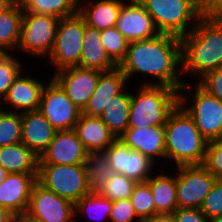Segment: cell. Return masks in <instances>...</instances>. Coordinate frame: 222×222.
<instances>
[{
	"instance_id": "cell-31",
	"label": "cell",
	"mask_w": 222,
	"mask_h": 222,
	"mask_svg": "<svg viewBox=\"0 0 222 222\" xmlns=\"http://www.w3.org/2000/svg\"><path fill=\"white\" fill-rule=\"evenodd\" d=\"M111 209L112 201L103 197L97 191H90L75 203V214L83 212L85 215L86 212L90 217L95 214L92 217L94 219L98 217L99 220L104 218L108 219L110 217Z\"/></svg>"
},
{
	"instance_id": "cell-45",
	"label": "cell",
	"mask_w": 222,
	"mask_h": 222,
	"mask_svg": "<svg viewBox=\"0 0 222 222\" xmlns=\"http://www.w3.org/2000/svg\"><path fill=\"white\" fill-rule=\"evenodd\" d=\"M16 0H0V13L5 12Z\"/></svg>"
},
{
	"instance_id": "cell-15",
	"label": "cell",
	"mask_w": 222,
	"mask_h": 222,
	"mask_svg": "<svg viewBox=\"0 0 222 222\" xmlns=\"http://www.w3.org/2000/svg\"><path fill=\"white\" fill-rule=\"evenodd\" d=\"M87 153L74 130L56 131L53 140L39 157L38 165L84 164Z\"/></svg>"
},
{
	"instance_id": "cell-32",
	"label": "cell",
	"mask_w": 222,
	"mask_h": 222,
	"mask_svg": "<svg viewBox=\"0 0 222 222\" xmlns=\"http://www.w3.org/2000/svg\"><path fill=\"white\" fill-rule=\"evenodd\" d=\"M21 113L0 109V147L21 142Z\"/></svg>"
},
{
	"instance_id": "cell-37",
	"label": "cell",
	"mask_w": 222,
	"mask_h": 222,
	"mask_svg": "<svg viewBox=\"0 0 222 222\" xmlns=\"http://www.w3.org/2000/svg\"><path fill=\"white\" fill-rule=\"evenodd\" d=\"M202 165L213 174L217 180H222V138L207 143Z\"/></svg>"
},
{
	"instance_id": "cell-38",
	"label": "cell",
	"mask_w": 222,
	"mask_h": 222,
	"mask_svg": "<svg viewBox=\"0 0 222 222\" xmlns=\"http://www.w3.org/2000/svg\"><path fill=\"white\" fill-rule=\"evenodd\" d=\"M200 210L208 219L222 216V180H216L210 193L205 197Z\"/></svg>"
},
{
	"instance_id": "cell-14",
	"label": "cell",
	"mask_w": 222,
	"mask_h": 222,
	"mask_svg": "<svg viewBox=\"0 0 222 222\" xmlns=\"http://www.w3.org/2000/svg\"><path fill=\"white\" fill-rule=\"evenodd\" d=\"M102 71L81 67L61 69L53 75V79L65 91L68 98L82 112L94 93Z\"/></svg>"
},
{
	"instance_id": "cell-6",
	"label": "cell",
	"mask_w": 222,
	"mask_h": 222,
	"mask_svg": "<svg viewBox=\"0 0 222 222\" xmlns=\"http://www.w3.org/2000/svg\"><path fill=\"white\" fill-rule=\"evenodd\" d=\"M195 92L190 90L187 83H184L180 92L189 90L188 96L192 97L193 103L187 106L186 97L179 94V104L194 119L195 125L207 142L222 138V102L208 93L198 83Z\"/></svg>"
},
{
	"instance_id": "cell-11",
	"label": "cell",
	"mask_w": 222,
	"mask_h": 222,
	"mask_svg": "<svg viewBox=\"0 0 222 222\" xmlns=\"http://www.w3.org/2000/svg\"><path fill=\"white\" fill-rule=\"evenodd\" d=\"M38 110L56 131L73 130L82 113L53 78L44 87Z\"/></svg>"
},
{
	"instance_id": "cell-3",
	"label": "cell",
	"mask_w": 222,
	"mask_h": 222,
	"mask_svg": "<svg viewBox=\"0 0 222 222\" xmlns=\"http://www.w3.org/2000/svg\"><path fill=\"white\" fill-rule=\"evenodd\" d=\"M164 130L166 158L175 160V166L202 165L208 142L180 104L169 114Z\"/></svg>"
},
{
	"instance_id": "cell-16",
	"label": "cell",
	"mask_w": 222,
	"mask_h": 222,
	"mask_svg": "<svg viewBox=\"0 0 222 222\" xmlns=\"http://www.w3.org/2000/svg\"><path fill=\"white\" fill-rule=\"evenodd\" d=\"M129 2L131 3H123L115 27L129 43L157 36L160 32L141 3L138 0Z\"/></svg>"
},
{
	"instance_id": "cell-10",
	"label": "cell",
	"mask_w": 222,
	"mask_h": 222,
	"mask_svg": "<svg viewBox=\"0 0 222 222\" xmlns=\"http://www.w3.org/2000/svg\"><path fill=\"white\" fill-rule=\"evenodd\" d=\"M176 176L178 208H200L216 177L203 165H180Z\"/></svg>"
},
{
	"instance_id": "cell-12",
	"label": "cell",
	"mask_w": 222,
	"mask_h": 222,
	"mask_svg": "<svg viewBox=\"0 0 222 222\" xmlns=\"http://www.w3.org/2000/svg\"><path fill=\"white\" fill-rule=\"evenodd\" d=\"M25 215L38 222H73L75 204L37 182L33 186Z\"/></svg>"
},
{
	"instance_id": "cell-23",
	"label": "cell",
	"mask_w": 222,
	"mask_h": 222,
	"mask_svg": "<svg viewBox=\"0 0 222 222\" xmlns=\"http://www.w3.org/2000/svg\"><path fill=\"white\" fill-rule=\"evenodd\" d=\"M80 67L102 72L113 70L117 65L106 54L101 43V31L86 25L82 40Z\"/></svg>"
},
{
	"instance_id": "cell-39",
	"label": "cell",
	"mask_w": 222,
	"mask_h": 222,
	"mask_svg": "<svg viewBox=\"0 0 222 222\" xmlns=\"http://www.w3.org/2000/svg\"><path fill=\"white\" fill-rule=\"evenodd\" d=\"M109 219L112 222H133L135 219L141 222L129 198L112 202Z\"/></svg>"
},
{
	"instance_id": "cell-29",
	"label": "cell",
	"mask_w": 222,
	"mask_h": 222,
	"mask_svg": "<svg viewBox=\"0 0 222 222\" xmlns=\"http://www.w3.org/2000/svg\"><path fill=\"white\" fill-rule=\"evenodd\" d=\"M25 12L53 15L59 19L79 13L80 0H18Z\"/></svg>"
},
{
	"instance_id": "cell-41",
	"label": "cell",
	"mask_w": 222,
	"mask_h": 222,
	"mask_svg": "<svg viewBox=\"0 0 222 222\" xmlns=\"http://www.w3.org/2000/svg\"><path fill=\"white\" fill-rule=\"evenodd\" d=\"M172 215L175 222H209L200 208H176Z\"/></svg>"
},
{
	"instance_id": "cell-21",
	"label": "cell",
	"mask_w": 222,
	"mask_h": 222,
	"mask_svg": "<svg viewBox=\"0 0 222 222\" xmlns=\"http://www.w3.org/2000/svg\"><path fill=\"white\" fill-rule=\"evenodd\" d=\"M73 130L88 153L104 152L117 139L102 119L83 113Z\"/></svg>"
},
{
	"instance_id": "cell-35",
	"label": "cell",
	"mask_w": 222,
	"mask_h": 222,
	"mask_svg": "<svg viewBox=\"0 0 222 222\" xmlns=\"http://www.w3.org/2000/svg\"><path fill=\"white\" fill-rule=\"evenodd\" d=\"M129 199L141 221L155 215L154 200L147 182H138Z\"/></svg>"
},
{
	"instance_id": "cell-44",
	"label": "cell",
	"mask_w": 222,
	"mask_h": 222,
	"mask_svg": "<svg viewBox=\"0 0 222 222\" xmlns=\"http://www.w3.org/2000/svg\"><path fill=\"white\" fill-rule=\"evenodd\" d=\"M16 215L5 207L0 206V222H15Z\"/></svg>"
},
{
	"instance_id": "cell-25",
	"label": "cell",
	"mask_w": 222,
	"mask_h": 222,
	"mask_svg": "<svg viewBox=\"0 0 222 222\" xmlns=\"http://www.w3.org/2000/svg\"><path fill=\"white\" fill-rule=\"evenodd\" d=\"M38 161L22 142L0 147V165L9 173L38 174Z\"/></svg>"
},
{
	"instance_id": "cell-22",
	"label": "cell",
	"mask_w": 222,
	"mask_h": 222,
	"mask_svg": "<svg viewBox=\"0 0 222 222\" xmlns=\"http://www.w3.org/2000/svg\"><path fill=\"white\" fill-rule=\"evenodd\" d=\"M126 83L127 78L118 67L102 72L97 87L82 113L87 116L99 117L111 98L125 89Z\"/></svg>"
},
{
	"instance_id": "cell-36",
	"label": "cell",
	"mask_w": 222,
	"mask_h": 222,
	"mask_svg": "<svg viewBox=\"0 0 222 222\" xmlns=\"http://www.w3.org/2000/svg\"><path fill=\"white\" fill-rule=\"evenodd\" d=\"M21 64L10 53H0V102L21 73Z\"/></svg>"
},
{
	"instance_id": "cell-13",
	"label": "cell",
	"mask_w": 222,
	"mask_h": 222,
	"mask_svg": "<svg viewBox=\"0 0 222 222\" xmlns=\"http://www.w3.org/2000/svg\"><path fill=\"white\" fill-rule=\"evenodd\" d=\"M113 171L138 182H146L156 162L139 151L132 150L117 138L105 151Z\"/></svg>"
},
{
	"instance_id": "cell-48",
	"label": "cell",
	"mask_w": 222,
	"mask_h": 222,
	"mask_svg": "<svg viewBox=\"0 0 222 222\" xmlns=\"http://www.w3.org/2000/svg\"><path fill=\"white\" fill-rule=\"evenodd\" d=\"M209 222H222V216H217L209 219Z\"/></svg>"
},
{
	"instance_id": "cell-5",
	"label": "cell",
	"mask_w": 222,
	"mask_h": 222,
	"mask_svg": "<svg viewBox=\"0 0 222 222\" xmlns=\"http://www.w3.org/2000/svg\"><path fill=\"white\" fill-rule=\"evenodd\" d=\"M138 1L152 17L154 25L160 33L182 37L187 35L203 16L202 0ZM191 20L196 23L191 26L190 30H187Z\"/></svg>"
},
{
	"instance_id": "cell-34",
	"label": "cell",
	"mask_w": 222,
	"mask_h": 222,
	"mask_svg": "<svg viewBox=\"0 0 222 222\" xmlns=\"http://www.w3.org/2000/svg\"><path fill=\"white\" fill-rule=\"evenodd\" d=\"M136 184L135 180L127 178L123 174L115 173L97 192L113 202L130 198Z\"/></svg>"
},
{
	"instance_id": "cell-7",
	"label": "cell",
	"mask_w": 222,
	"mask_h": 222,
	"mask_svg": "<svg viewBox=\"0 0 222 222\" xmlns=\"http://www.w3.org/2000/svg\"><path fill=\"white\" fill-rule=\"evenodd\" d=\"M37 182L74 204L91 191L84 164L38 165Z\"/></svg>"
},
{
	"instance_id": "cell-33",
	"label": "cell",
	"mask_w": 222,
	"mask_h": 222,
	"mask_svg": "<svg viewBox=\"0 0 222 222\" xmlns=\"http://www.w3.org/2000/svg\"><path fill=\"white\" fill-rule=\"evenodd\" d=\"M101 43L106 54L118 66L126 55L129 42L113 27L101 31Z\"/></svg>"
},
{
	"instance_id": "cell-26",
	"label": "cell",
	"mask_w": 222,
	"mask_h": 222,
	"mask_svg": "<svg viewBox=\"0 0 222 222\" xmlns=\"http://www.w3.org/2000/svg\"><path fill=\"white\" fill-rule=\"evenodd\" d=\"M131 94L124 89L111 98L99 116L116 138L128 129Z\"/></svg>"
},
{
	"instance_id": "cell-1",
	"label": "cell",
	"mask_w": 222,
	"mask_h": 222,
	"mask_svg": "<svg viewBox=\"0 0 222 222\" xmlns=\"http://www.w3.org/2000/svg\"><path fill=\"white\" fill-rule=\"evenodd\" d=\"M178 66L182 74L180 37L159 33L151 39L130 42L117 67L127 80L136 72L153 75L158 81L144 82L143 85H166L180 92L185 82L178 77Z\"/></svg>"
},
{
	"instance_id": "cell-30",
	"label": "cell",
	"mask_w": 222,
	"mask_h": 222,
	"mask_svg": "<svg viewBox=\"0 0 222 222\" xmlns=\"http://www.w3.org/2000/svg\"><path fill=\"white\" fill-rule=\"evenodd\" d=\"M84 166L91 191H97L115 175L104 152L87 153Z\"/></svg>"
},
{
	"instance_id": "cell-2",
	"label": "cell",
	"mask_w": 222,
	"mask_h": 222,
	"mask_svg": "<svg viewBox=\"0 0 222 222\" xmlns=\"http://www.w3.org/2000/svg\"><path fill=\"white\" fill-rule=\"evenodd\" d=\"M180 40L182 73L191 72L201 78L222 67V17L203 15Z\"/></svg>"
},
{
	"instance_id": "cell-27",
	"label": "cell",
	"mask_w": 222,
	"mask_h": 222,
	"mask_svg": "<svg viewBox=\"0 0 222 222\" xmlns=\"http://www.w3.org/2000/svg\"><path fill=\"white\" fill-rule=\"evenodd\" d=\"M152 192L155 215L173 214L178 208L176 200V175L170 176L165 173L151 176L147 181Z\"/></svg>"
},
{
	"instance_id": "cell-9",
	"label": "cell",
	"mask_w": 222,
	"mask_h": 222,
	"mask_svg": "<svg viewBox=\"0 0 222 222\" xmlns=\"http://www.w3.org/2000/svg\"><path fill=\"white\" fill-rule=\"evenodd\" d=\"M59 20L53 15L23 11L21 36L17 48L32 55L49 56L54 47Z\"/></svg>"
},
{
	"instance_id": "cell-8",
	"label": "cell",
	"mask_w": 222,
	"mask_h": 222,
	"mask_svg": "<svg viewBox=\"0 0 222 222\" xmlns=\"http://www.w3.org/2000/svg\"><path fill=\"white\" fill-rule=\"evenodd\" d=\"M86 25L85 19L79 13L59 20L54 47L48 56L57 67V71L68 67H80Z\"/></svg>"
},
{
	"instance_id": "cell-4",
	"label": "cell",
	"mask_w": 222,
	"mask_h": 222,
	"mask_svg": "<svg viewBox=\"0 0 222 222\" xmlns=\"http://www.w3.org/2000/svg\"><path fill=\"white\" fill-rule=\"evenodd\" d=\"M131 94L128 129L164 126L179 104V92L166 85H141Z\"/></svg>"
},
{
	"instance_id": "cell-40",
	"label": "cell",
	"mask_w": 222,
	"mask_h": 222,
	"mask_svg": "<svg viewBox=\"0 0 222 222\" xmlns=\"http://www.w3.org/2000/svg\"><path fill=\"white\" fill-rule=\"evenodd\" d=\"M198 84L222 102V67L207 72Z\"/></svg>"
},
{
	"instance_id": "cell-43",
	"label": "cell",
	"mask_w": 222,
	"mask_h": 222,
	"mask_svg": "<svg viewBox=\"0 0 222 222\" xmlns=\"http://www.w3.org/2000/svg\"><path fill=\"white\" fill-rule=\"evenodd\" d=\"M141 222H175L172 214H156Z\"/></svg>"
},
{
	"instance_id": "cell-19",
	"label": "cell",
	"mask_w": 222,
	"mask_h": 222,
	"mask_svg": "<svg viewBox=\"0 0 222 222\" xmlns=\"http://www.w3.org/2000/svg\"><path fill=\"white\" fill-rule=\"evenodd\" d=\"M45 86L41 81L28 76L23 77L22 73H20L12 83L4 99L0 102V105H2L3 101L9 103L12 109L15 110L12 112L16 113L38 110Z\"/></svg>"
},
{
	"instance_id": "cell-42",
	"label": "cell",
	"mask_w": 222,
	"mask_h": 222,
	"mask_svg": "<svg viewBox=\"0 0 222 222\" xmlns=\"http://www.w3.org/2000/svg\"><path fill=\"white\" fill-rule=\"evenodd\" d=\"M203 15L222 17V0H202Z\"/></svg>"
},
{
	"instance_id": "cell-17",
	"label": "cell",
	"mask_w": 222,
	"mask_h": 222,
	"mask_svg": "<svg viewBox=\"0 0 222 222\" xmlns=\"http://www.w3.org/2000/svg\"><path fill=\"white\" fill-rule=\"evenodd\" d=\"M38 174L9 173L0 183V206L16 216L26 213Z\"/></svg>"
},
{
	"instance_id": "cell-24",
	"label": "cell",
	"mask_w": 222,
	"mask_h": 222,
	"mask_svg": "<svg viewBox=\"0 0 222 222\" xmlns=\"http://www.w3.org/2000/svg\"><path fill=\"white\" fill-rule=\"evenodd\" d=\"M90 3V5H89ZM85 6L79 5V14L86 24L99 31L116 26L119 11L124 3L122 0L91 1Z\"/></svg>"
},
{
	"instance_id": "cell-47",
	"label": "cell",
	"mask_w": 222,
	"mask_h": 222,
	"mask_svg": "<svg viewBox=\"0 0 222 222\" xmlns=\"http://www.w3.org/2000/svg\"><path fill=\"white\" fill-rule=\"evenodd\" d=\"M8 174L9 172L0 165V183L7 178Z\"/></svg>"
},
{
	"instance_id": "cell-18",
	"label": "cell",
	"mask_w": 222,
	"mask_h": 222,
	"mask_svg": "<svg viewBox=\"0 0 222 222\" xmlns=\"http://www.w3.org/2000/svg\"><path fill=\"white\" fill-rule=\"evenodd\" d=\"M21 142L39 158L53 140L56 130L39 110L21 113Z\"/></svg>"
},
{
	"instance_id": "cell-20",
	"label": "cell",
	"mask_w": 222,
	"mask_h": 222,
	"mask_svg": "<svg viewBox=\"0 0 222 222\" xmlns=\"http://www.w3.org/2000/svg\"><path fill=\"white\" fill-rule=\"evenodd\" d=\"M119 139L132 150L148 156L153 162L155 157H166L164 126L127 129Z\"/></svg>"
},
{
	"instance_id": "cell-46",
	"label": "cell",
	"mask_w": 222,
	"mask_h": 222,
	"mask_svg": "<svg viewBox=\"0 0 222 222\" xmlns=\"http://www.w3.org/2000/svg\"><path fill=\"white\" fill-rule=\"evenodd\" d=\"M15 222H38V221H35L31 219L30 217L26 216L25 214H23V215L16 216Z\"/></svg>"
},
{
	"instance_id": "cell-28",
	"label": "cell",
	"mask_w": 222,
	"mask_h": 222,
	"mask_svg": "<svg viewBox=\"0 0 222 222\" xmlns=\"http://www.w3.org/2000/svg\"><path fill=\"white\" fill-rule=\"evenodd\" d=\"M23 8L16 0L5 12L0 13V53L14 50L19 45Z\"/></svg>"
}]
</instances>
